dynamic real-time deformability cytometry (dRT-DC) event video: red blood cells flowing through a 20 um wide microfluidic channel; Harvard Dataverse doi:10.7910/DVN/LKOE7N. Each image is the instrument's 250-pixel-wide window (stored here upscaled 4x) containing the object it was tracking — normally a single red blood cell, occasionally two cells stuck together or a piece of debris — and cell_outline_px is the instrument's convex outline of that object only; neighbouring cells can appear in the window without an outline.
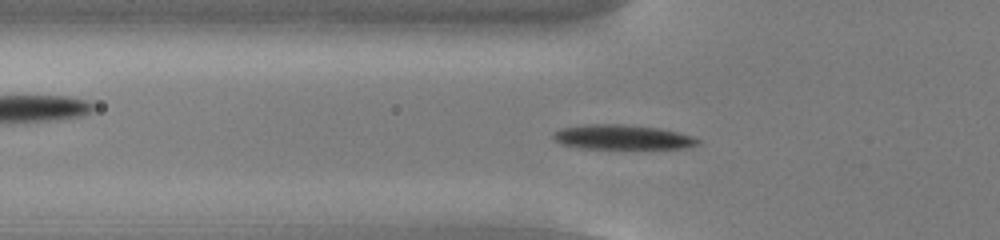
{"species": "common noctule bat (a hibernating species)", "species_latin": "Nyctalus noctula", "temperature_condition": "cold", "stored_images_in_passage": 41, "camera_frame_rate_fps": 3000, "um_per_image_px": 0.085, "animal": {"sex": "male", "body_mass_g": 13.0, "forearm_length_mm": 53.1}, "frame": {"image": 1, "passage_image": 5, "time_ms": 1.333, "image_size_px": [1000, 240], "cell_outline_px": [[700, 144], [688, 148], [580, 148], [560, 144], [552, 136], [552, 132], [560, 128], [584, 124], [620, 124], [660, 128], [696, 136], [700, 140]], "centroid_in_image_um": [52.91, 11.65], "position_along_channel_um": 72.9, "area_um2": 20.98}}
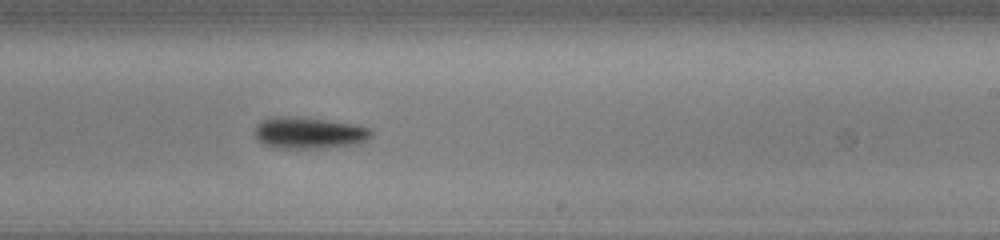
{"frame": {"image": 2, "passage_image": 20, "time_ms": 6.333, "image_size_px": [1000, 240], "cell_outline_px": [[372, 136], [368, 140], [360, 144], [328, 148], [280, 148], [264, 144], [252, 132], [256, 124], [260, 120], [272, 116], [288, 116], [328, 120], [356, 124], [372, 128]], "centroid_in_image_um": [26.3, 11.29], "position_along_channel_um": 262.7, "area_um2": 21.91}}
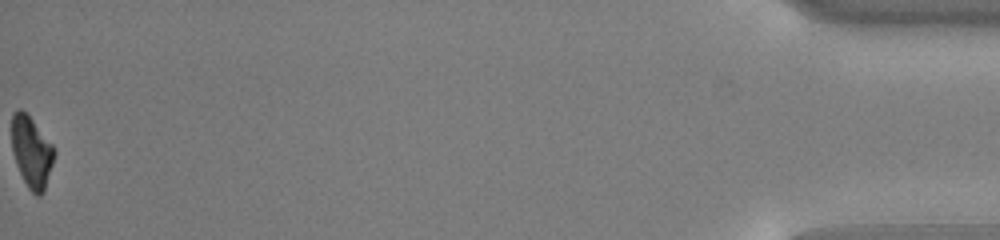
{"frame": {"image": 3, "passage_image": 41, "time_ms": 13.333, "image_size_px": [1000, 240], "cell_outline_px": [[56, 152], [44, 192], [40, 196], [36, 196], [28, 188], [16, 164], [12, 152], [12, 112], [16, 108], [20, 108], [32, 120], [52, 144]], "centroid_in_image_um": [2.68, 12.93], "position_along_channel_um": 432.5, "area_um2": 17.57}, "authors_computed_cell_mechanics": {"area_um2": 20.519, "velocity_mm_per_s": 3.8123, "shape_relaxation_time_tau1_ms": 1.5715, "shape_relaxation_time_tau2_ms": null, "deformation_change_tau1": 0.1273, "deformation_change_tau2": null}}